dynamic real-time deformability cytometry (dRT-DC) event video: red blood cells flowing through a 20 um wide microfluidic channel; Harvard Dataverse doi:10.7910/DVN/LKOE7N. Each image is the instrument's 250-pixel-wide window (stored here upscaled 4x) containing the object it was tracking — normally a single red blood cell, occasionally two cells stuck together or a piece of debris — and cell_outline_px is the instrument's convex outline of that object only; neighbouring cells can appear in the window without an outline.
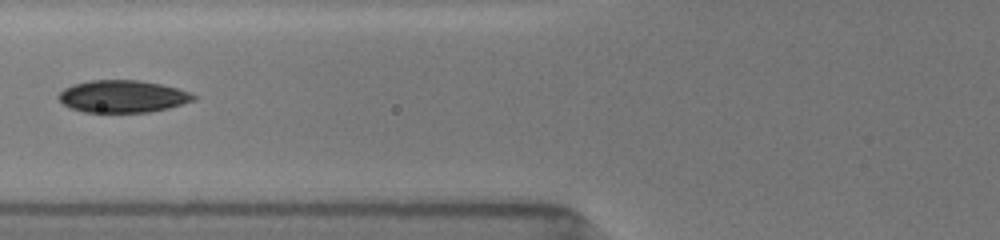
{"species": "common noctule bat (a hibernating species)", "species_latin": "Nyctalus noctula", "temperature_condition": "room temperature", "stored_images_in_passage": 11, "camera_frame_rate_fps": 3000, "um_per_image_px": 0.085, "animal": {"sex": "female", "body_mass_g": 19.5, "forearm_length_mm": 54.1}, "frame": {"image": 1, "passage_image": 10, "time_ms": 6.667, "image_size_px": [1000, 240], "cell_outline_px": [[196, 100], [168, 108], [148, 112], [84, 112], [68, 108], [56, 96], [64, 88], [76, 84], [92, 80], [140, 80], [160, 84], [192, 92], [196, 96]], "centroid_in_image_um": [10.43, 8.2], "position_along_channel_um": 115.4, "area_um2": 25.37}}
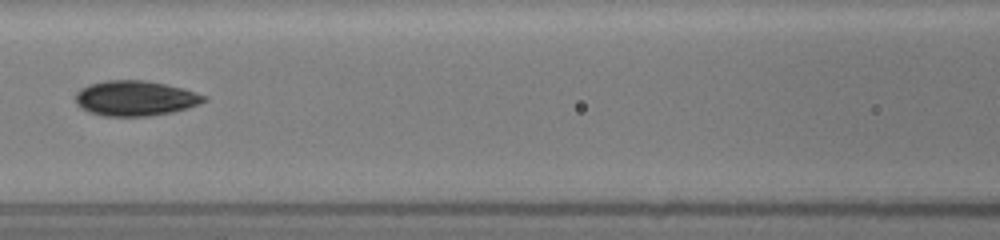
{"frame": {"image": 2, "passage_image": 11, "time_ms": 7.667, "image_size_px": [1000, 240], "cell_outline_px": [[208, 100], [200, 104], [188, 108], [172, 112], [148, 116], [104, 116], [88, 112], [80, 108], [76, 104], [76, 92], [80, 88], [88, 84], [104, 80], [144, 80], [184, 88], [204, 96]], "centroid_in_image_um": [11.46, 8.35], "position_along_channel_um": 155.1, "area_um2": 26.47}}